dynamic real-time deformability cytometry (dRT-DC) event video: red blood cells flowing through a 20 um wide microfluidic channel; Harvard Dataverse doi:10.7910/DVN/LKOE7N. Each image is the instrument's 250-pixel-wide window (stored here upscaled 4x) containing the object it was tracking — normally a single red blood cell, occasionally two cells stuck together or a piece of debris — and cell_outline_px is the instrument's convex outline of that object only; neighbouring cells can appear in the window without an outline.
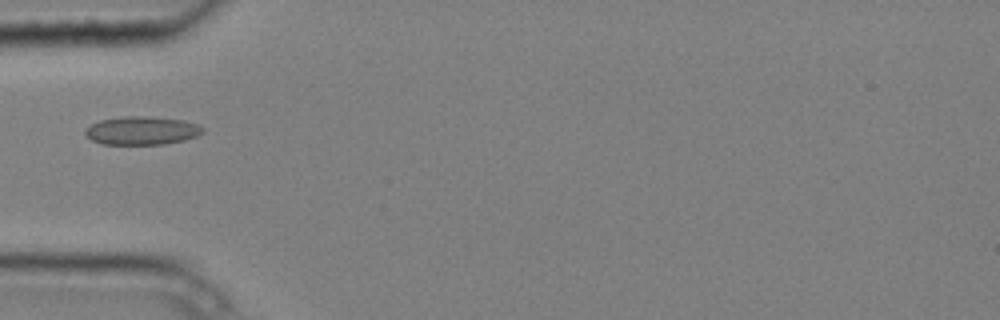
{"species": "common noctule bat (a hibernating species)", "species_latin": "Nyctalus noctula", "temperature_condition": "cold", "stored_images_in_passage": 5, "camera_frame_rate_fps": 3000, "um_per_image_px": 0.085, "animal": {"sex": "male", "body_mass_g": 20.4}, "frame": {"image": 1, "passage_image": 5, "time_ms": 1.333, "image_size_px": [1000, 320], "cell_outline_px": [[204, 132], [196, 136], [184, 140], [164, 144], [100, 144], [92, 140], [84, 132], [84, 128], [100, 120], [124, 116], [148, 116], [184, 120], [200, 124], [204, 128]], "centroid_in_image_um": [12.07, 11.09], "position_along_channel_um": 72.9, "area_um2": 19.54}}